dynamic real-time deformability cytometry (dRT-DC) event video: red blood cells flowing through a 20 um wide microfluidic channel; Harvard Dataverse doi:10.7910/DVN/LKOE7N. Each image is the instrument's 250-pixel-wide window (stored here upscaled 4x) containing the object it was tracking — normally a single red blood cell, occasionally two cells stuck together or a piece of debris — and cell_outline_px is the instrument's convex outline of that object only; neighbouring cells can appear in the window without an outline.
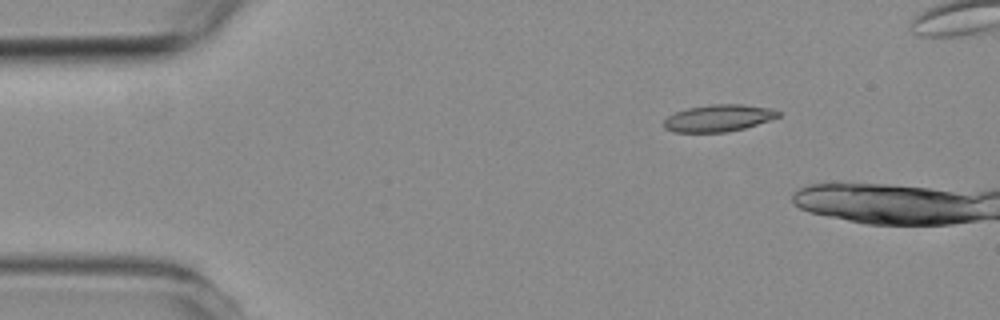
{"species": "common noctule bat (a hibernating species)", "species_latin": "Nyctalus noctula", "temperature_condition": "room temperature", "stored_images_in_passage": 3, "camera_frame_rate_fps": 3000, "um_per_image_px": 0.085, "animal": {"sex": "female", "body_mass_g": 19.3, "forearm_length_mm": 54.1}, "frame": {"image": 1, "passage_image": 1, "time_ms": 0.0, "image_size_px": [1000, 320], "cell_outline_px": [[780, 116], [744, 128], [728, 132], [672, 132], [664, 128], [664, 120], [668, 116], [676, 112], [688, 108], [712, 104], [744, 104], [772, 108], [780, 112]], "centroid_in_image_um": [61.07, 10.03], "position_along_channel_um": 23.9, "area_um2": 17.92}}